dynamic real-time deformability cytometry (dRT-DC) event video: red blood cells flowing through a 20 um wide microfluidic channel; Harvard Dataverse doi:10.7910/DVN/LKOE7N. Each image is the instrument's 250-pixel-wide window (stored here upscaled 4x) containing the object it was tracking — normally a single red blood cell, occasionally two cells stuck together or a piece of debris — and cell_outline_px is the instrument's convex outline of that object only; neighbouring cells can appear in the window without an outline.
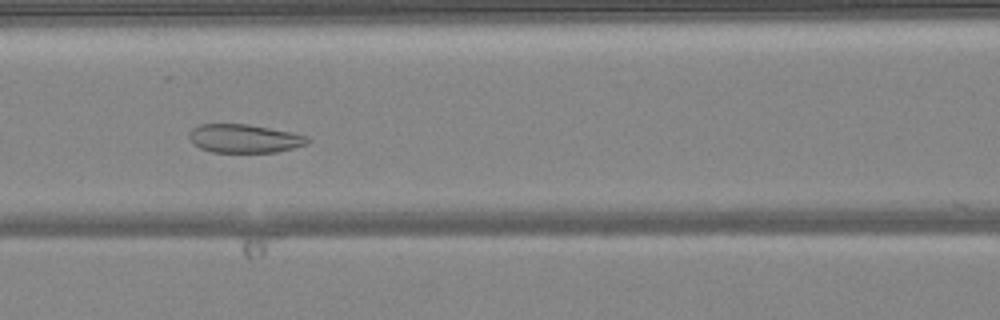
{"species": "common noctule bat (a hibernating species)", "species_latin": "Nyctalus noctula", "temperature_condition": "warm", "stored_images_in_passage": 34, "camera_frame_rate_fps": 3000, "um_per_image_px": 0.085, "animal": {"sex": "female", "body_mass_g": 24.6, "forearm_length_mm": 56.2}, "frame": {"image": 1, "passage_image": 14, "time_ms": 4.333, "image_size_px": [1000, 320], "cell_outline_px": [[312, 140], [308, 144], [276, 152], [212, 152], [200, 148], [188, 136], [188, 132], [192, 128], [200, 124], [248, 124], [308, 136]], "centroid_in_image_um": [20.77, 11.77], "position_along_channel_um": 145.8, "area_um2": 19.54}}
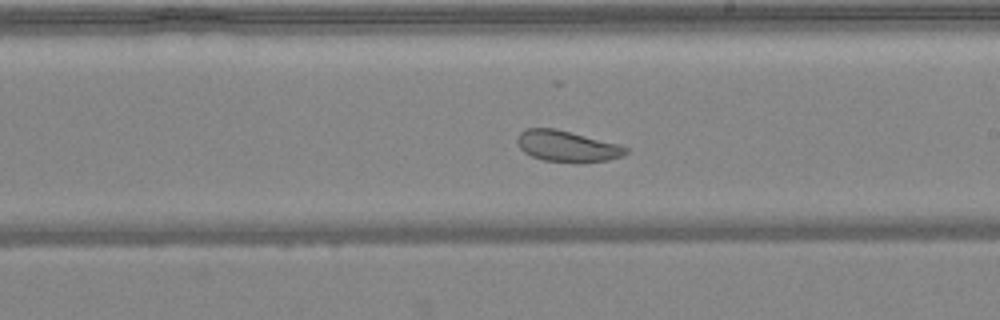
{"frame": {"image": 2, "passage_image": 21, "time_ms": 6.667, "image_size_px": [1000, 320], "cell_outline_px": [[628, 152], [624, 156], [608, 160], [580, 164], [576, 164], [544, 160], [532, 156], [524, 152], [520, 148], [516, 140], [520, 132], [524, 128], [556, 128], [620, 144], [628, 148]], "centroid_in_image_um": [48.23, 12.44], "position_along_channel_um": 240.8, "area_um2": 20.17}}
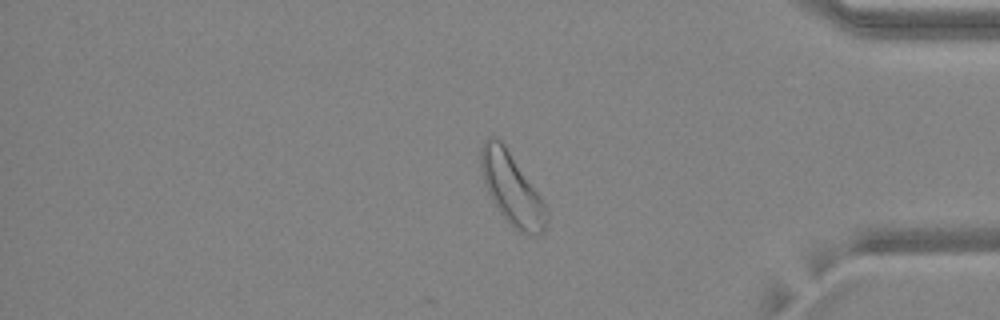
{"frame": {"image": 3, "passage_image": 34, "time_ms": 11.0, "image_size_px": [1000, 320], "cell_outline_px": [[548, 220], [544, 232], [540, 236], [532, 236], [520, 232], [500, 212], [492, 200], [484, 184], [480, 168], [480, 152], [484, 140], [488, 136], [492, 136], [500, 140], [504, 144], [540, 196], [548, 208]], "centroid_in_image_um": [43.51, 16.07], "position_along_channel_um": 391.7, "area_um2": 27.28}, "authors_computed_cell_mechanics": {"area_um2": 20.6924, "velocity_mm_per_s": 4.0795, "shape_relaxation_time_tau1_ms": null, "shape_relaxation_time_tau2_ms": 1.201, "deformation_change_tau1": null, "deformation_change_tau2": 0.0721}}